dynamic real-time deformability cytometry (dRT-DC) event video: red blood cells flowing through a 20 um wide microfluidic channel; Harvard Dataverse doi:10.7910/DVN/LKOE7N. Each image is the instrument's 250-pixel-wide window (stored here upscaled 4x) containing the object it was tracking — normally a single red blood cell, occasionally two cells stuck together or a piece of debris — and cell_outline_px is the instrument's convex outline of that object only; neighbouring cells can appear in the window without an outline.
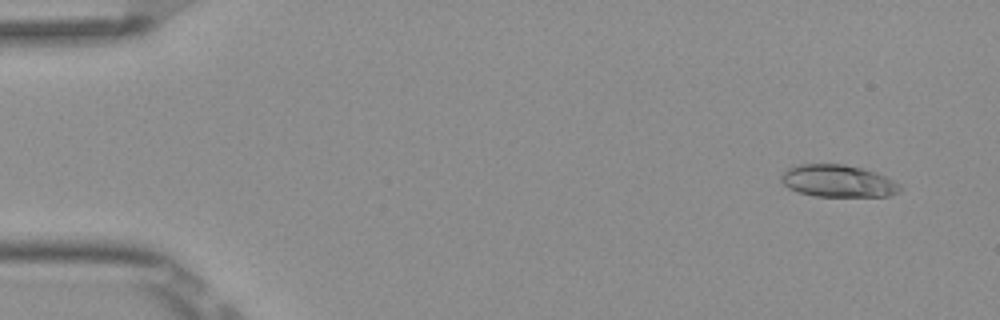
{"species": "Egyptian fruit bat (a non-hibernating species)", "species_latin": "Rousettus aegyptiacus", "temperature_condition": "room temperature", "stored_images_in_passage": 8, "camera_frame_rate_fps": 3000, "um_per_image_px": 0.085, "frame": {"image": 1, "passage_image": 2, "time_ms": 0.333, "image_size_px": [1000, 320], "cell_outline_px": [[904, 188], [900, 192], [888, 196], [812, 196], [788, 188], [780, 180], [780, 176], [788, 168], [800, 164], [844, 164], [864, 168], [876, 172], [900, 184]], "centroid_in_image_um": [71.25, 15.38], "position_along_channel_um": 13.8, "area_um2": 22.43}}
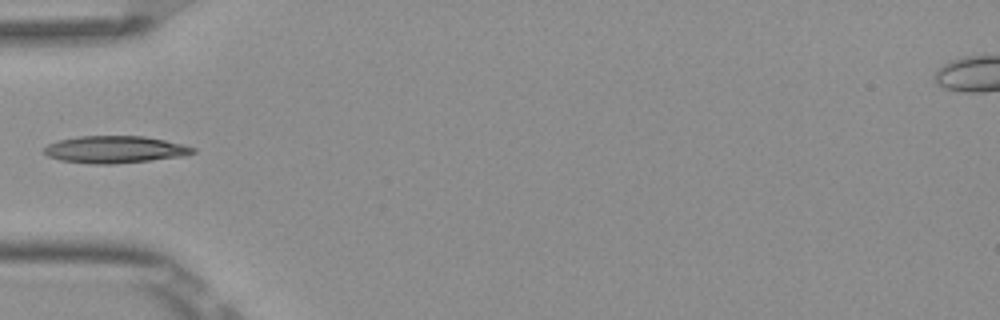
{"frame": {"image": 2, "passage_image": 5, "time_ms": 1.333, "image_size_px": [1000, 320], "cell_outline_px": [[196, 152], [184, 156], [112, 164], [92, 164], [60, 160], [48, 156], [44, 152], [44, 148], [48, 144], [60, 140], [80, 136], [144, 136], [184, 144], [196, 148]], "centroid_in_image_um": [9.79, 12.7], "position_along_channel_um": 75.2, "area_um2": 23.41}}
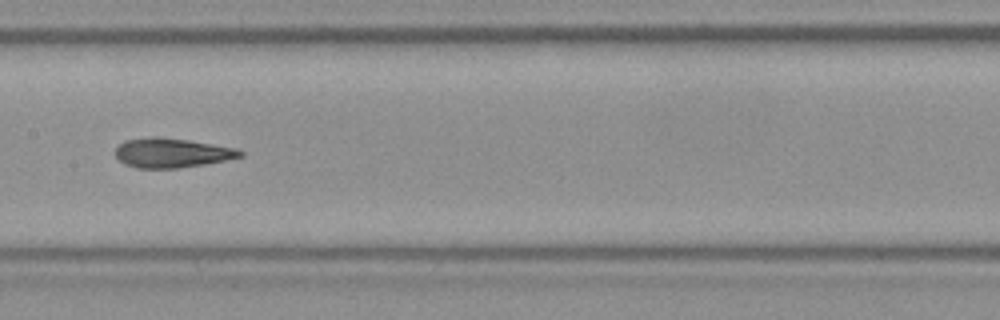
{"frame": {"image": 3, "passage_image": 8, "time_ms": 2.333, "image_size_px": [1000, 320], "cell_outline_px": [[244, 156], [204, 164], [180, 168], [136, 168], [124, 164], [116, 156], [116, 148], [124, 140], [152, 136], [156, 136], [188, 140], [240, 148], [244, 152]], "centroid_in_image_um": [14.63, 12.99], "position_along_channel_um": 192.8, "area_um2": 21.56}}